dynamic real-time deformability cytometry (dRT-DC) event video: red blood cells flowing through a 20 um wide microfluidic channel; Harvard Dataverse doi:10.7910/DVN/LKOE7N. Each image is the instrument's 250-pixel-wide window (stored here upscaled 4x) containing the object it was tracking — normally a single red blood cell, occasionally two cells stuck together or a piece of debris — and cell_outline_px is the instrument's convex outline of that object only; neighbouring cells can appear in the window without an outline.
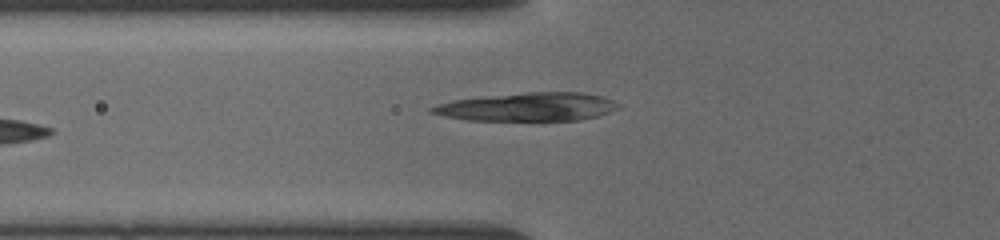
{"species": "common noctule bat (a hibernating species)", "species_latin": "Nyctalus noctula", "temperature_condition": "cold", "stored_images_in_passage": 11, "camera_frame_rate_fps": 3000, "um_per_image_px": 0.085, "animal": {"sex": "female", "body_mass_g": 19.5, "forearm_length_mm": 54.1}, "frame": {"image": 1, "passage_image": 11, "time_ms": 6.333, "image_size_px": [1000, 240], "cell_outline_px": [[620, 108], [596, 116], [576, 120], [468, 120], [444, 116], [428, 112], [428, 108], [436, 104], [452, 100], [480, 96], [528, 92], [584, 92], [600, 96], [612, 100]], "centroid_in_image_um": [44.77, 9.07], "position_along_channel_um": 81.0, "area_um2": 30.81}}